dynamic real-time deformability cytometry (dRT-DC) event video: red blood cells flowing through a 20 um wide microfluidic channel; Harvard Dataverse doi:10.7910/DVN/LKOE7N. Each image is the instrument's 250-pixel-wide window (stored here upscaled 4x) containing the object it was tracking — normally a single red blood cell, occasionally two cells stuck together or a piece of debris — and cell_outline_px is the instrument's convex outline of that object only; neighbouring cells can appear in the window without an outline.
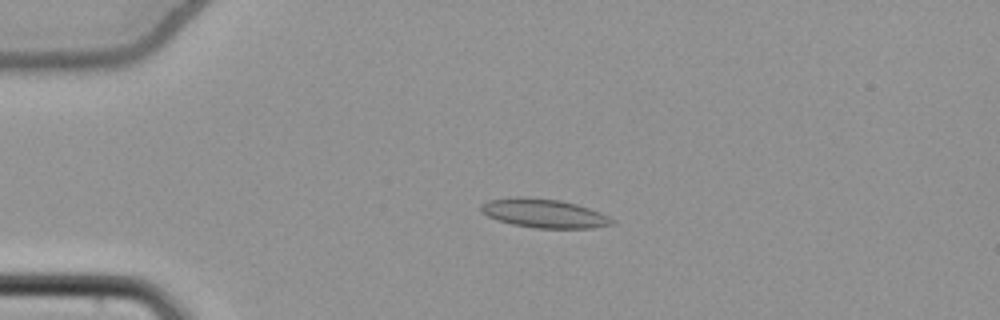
{"species": "common noctule bat (a hibernating species)", "species_latin": "Nyctalus noctula", "temperature_condition": "cold", "stored_images_in_passage": 52, "camera_frame_rate_fps": 3000, "um_per_image_px": 0.085, "animal": {"sex": "female", "body_mass_g": 22.7, "forearm_length_mm": 54.2}, "frame": {"image": 1, "passage_image": 11, "time_ms": 3.333, "image_size_px": [1000, 320], "cell_outline_px": [[616, 224], [592, 228], [532, 228], [512, 224], [488, 216], [480, 208], [480, 204], [488, 200], [508, 196], [524, 196], [560, 200], [576, 204], [600, 212], [616, 220]], "centroid_in_image_um": [46.25, 18.12], "position_along_channel_um": 38.7, "area_um2": 22.25}}
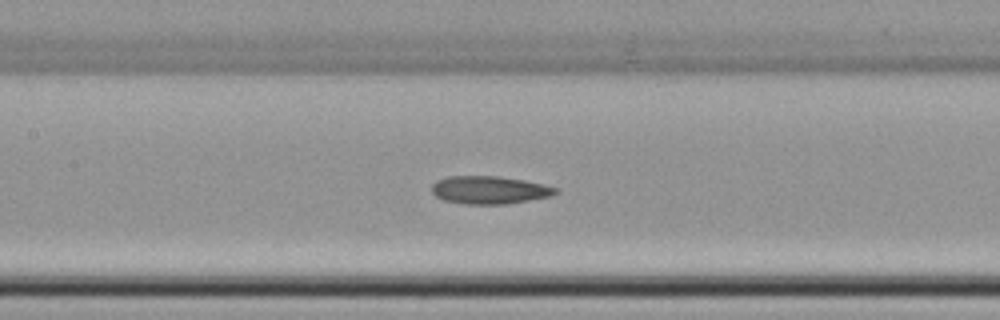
{"frame": {"image": 2, "passage_image": 24, "time_ms": 7.667, "image_size_px": [1000, 320], "cell_outline_px": [[560, 192], [552, 196], [508, 204], [464, 204], [444, 200], [436, 196], [432, 192], [432, 184], [436, 180], [448, 176], [496, 176], [524, 180], [544, 184], [556, 188]], "centroid_in_image_um": [41.61, 16.15], "position_along_channel_um": 165.8, "area_um2": 20.23}}
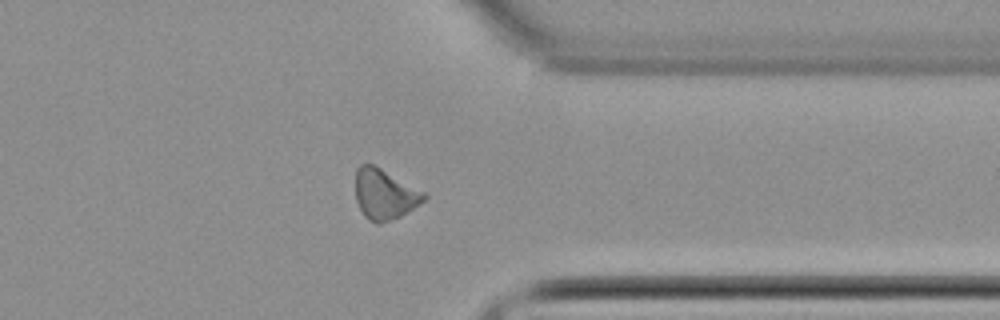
{"frame": {"image": 3, "passage_image": 41, "time_ms": 13.333, "image_size_px": [1000, 320], "cell_outline_px": [[428, 196], [420, 204], [400, 216], [380, 224], [376, 224], [368, 220], [364, 216], [356, 200], [356, 168], [360, 164], [372, 164], [380, 168], [424, 192]], "centroid_in_image_um": [32.67, 16.53], "position_along_channel_um": 378.7, "area_um2": 19.88}}